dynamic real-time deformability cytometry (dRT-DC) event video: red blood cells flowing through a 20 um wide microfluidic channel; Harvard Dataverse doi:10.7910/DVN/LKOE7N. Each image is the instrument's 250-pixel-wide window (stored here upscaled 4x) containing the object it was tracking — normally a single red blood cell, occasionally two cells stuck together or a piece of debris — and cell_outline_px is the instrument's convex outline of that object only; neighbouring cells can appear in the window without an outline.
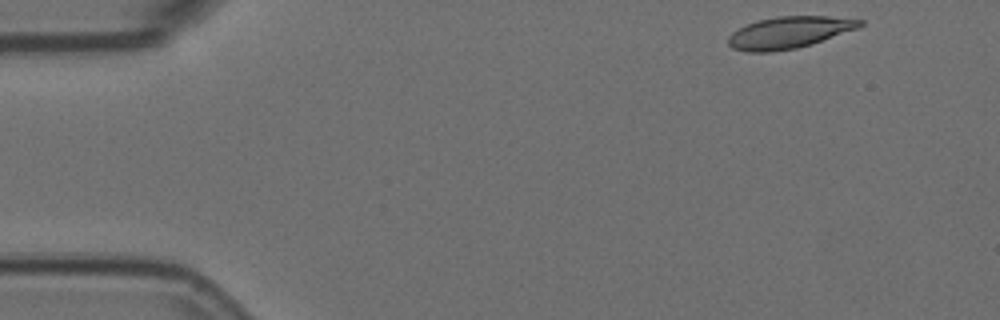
{"species": "Egyptian fruit bat (a non-hibernating species)", "species_latin": "Rousettus aegyptiacus", "temperature_condition": "room temperature", "stored_images_in_passage": 14, "camera_frame_rate_fps": 3000, "um_per_image_px": 0.085, "animal": {"sex": "female"}, "frame": {"image": 1, "passage_image": 1, "time_ms": 0.0, "image_size_px": [1000, 320], "cell_outline_px": [[864, 24], [856, 28], [812, 44], [796, 48], [772, 52], [748, 52], [732, 48], [728, 44], [728, 36], [732, 32], [748, 24], [760, 20], [776, 16], [828, 16], [864, 20]], "centroid_in_image_um": [67.05, 2.76], "position_along_channel_um": 17.9, "area_um2": 24.16}}
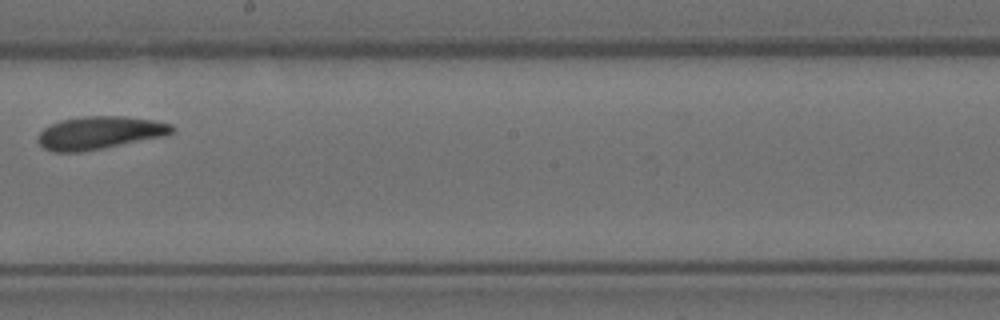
{"frame": {"image": 2, "passage_image": 8, "time_ms": 2.333, "image_size_px": [1000, 320], "cell_outline_px": [[176, 128], [172, 132], [164, 136], [80, 152], [52, 152], [44, 148], [36, 140], [40, 132], [44, 128], [60, 120], [84, 116], [124, 116], [152, 120], [172, 124]], "centroid_in_image_um": [8.44, 11.28], "position_along_channel_um": 239.8, "area_um2": 25.49}}
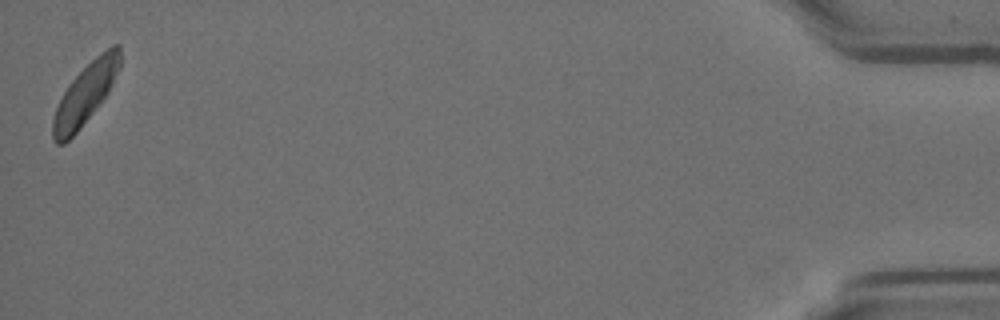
{"frame": {"image": 3, "passage_image": 14, "time_ms": 4.333, "image_size_px": [1000, 320], "cell_outline_px": [[120, 68], [108, 92], [80, 128], [64, 144], [56, 144], [52, 140], [52, 120], [56, 108], [68, 84], [100, 52], [112, 44], [120, 44]], "centroid_in_image_um": [7.25, 7.97], "position_along_channel_um": 428.0, "area_um2": 23.29}}